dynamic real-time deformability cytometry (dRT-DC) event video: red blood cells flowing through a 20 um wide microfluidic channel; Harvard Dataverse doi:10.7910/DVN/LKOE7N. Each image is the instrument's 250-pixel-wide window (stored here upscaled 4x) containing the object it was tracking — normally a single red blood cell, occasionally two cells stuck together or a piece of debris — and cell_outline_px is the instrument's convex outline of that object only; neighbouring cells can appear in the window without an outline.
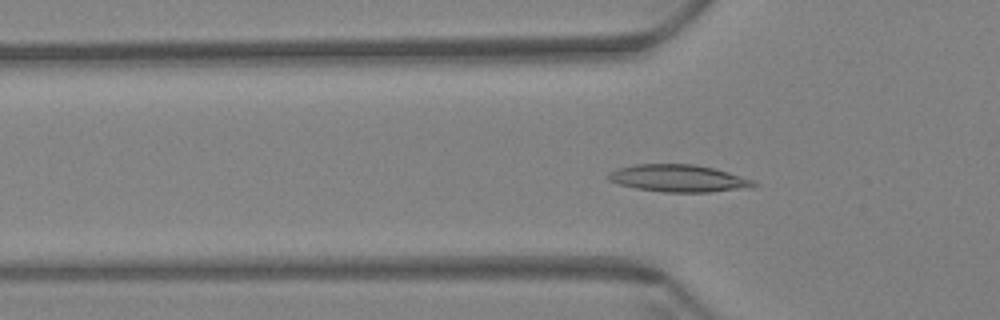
{"species": "Egyptian fruit bat (a non-hibernating species)", "species_latin": "Rousettus aegyptiacus", "temperature_condition": "warm", "stored_images_in_passage": 60, "camera_frame_rate_fps": 3000, "um_per_image_px": 0.085, "animal": {"sex": "female"}, "frame": {"image": 1, "passage_image": 19, "time_ms": 6.0, "image_size_px": [1000, 320], "cell_outline_px": [[760, 184], [752, 188], [708, 192], [664, 192], [636, 188], [616, 184], [608, 180], [608, 172], [616, 168], [636, 164], [692, 164], [712, 168], [728, 172], [752, 180]], "centroid_in_image_um": [57.65, 15.16], "position_along_channel_um": 68.2, "area_um2": 23.18}}
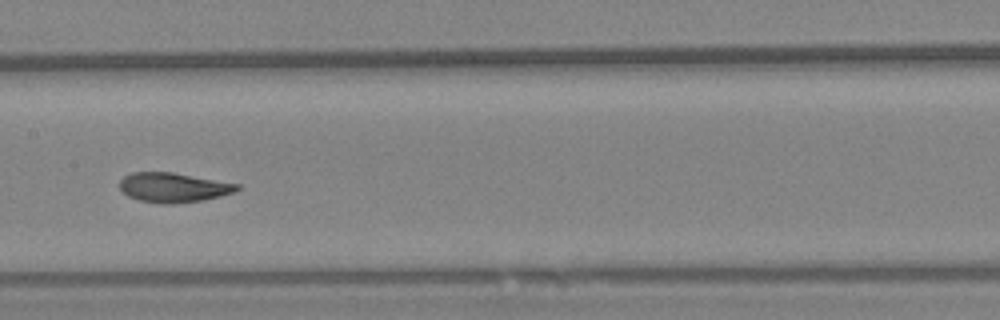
{"frame": {"image": 2, "passage_image": 30, "time_ms": 9.667, "image_size_px": [1000, 320], "cell_outline_px": [[240, 188], [236, 192], [220, 196], [200, 200], [172, 204], [160, 204], [140, 200], [128, 196], [120, 188], [120, 180], [124, 176], [132, 172], [172, 172], [240, 184]], "centroid_in_image_um": [14.75, 15.93], "position_along_channel_um": 192.7, "area_um2": 20.17}}
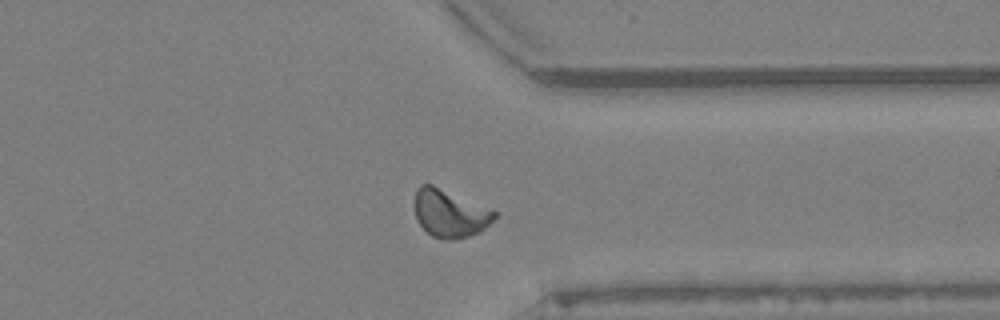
{"frame": {"image": 3, "passage_image": 46, "time_ms": 15.0, "image_size_px": [1000, 320], "cell_outline_px": [[496, 216], [484, 228], [468, 236], [452, 240], [444, 240], [432, 236], [420, 224], [416, 216], [416, 188], [420, 184], [432, 184], [496, 212]], "centroid_in_image_um": [38.2, 18.14], "position_along_channel_um": 373.2, "area_um2": 21.5}, "authors_computed_cell_mechanics": {"area_um2": 21.1259, "velocity_mm_per_s": 3.4247, "shape_relaxation_time_tau1_ms": 3.5181, "shape_relaxation_time_tau2_ms": 1.0512, "deformation_change_tau1": 0.1574, "deformation_change_tau2": 0.0749}}